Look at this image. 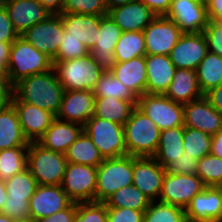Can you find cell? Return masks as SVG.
I'll use <instances>...</instances> for the list:
<instances>
[{
	"instance_id": "obj_1",
	"label": "cell",
	"mask_w": 222,
	"mask_h": 222,
	"mask_svg": "<svg viewBox=\"0 0 222 222\" xmlns=\"http://www.w3.org/2000/svg\"><path fill=\"white\" fill-rule=\"evenodd\" d=\"M54 67L19 80L12 86L11 101H22L53 113L59 111L64 94Z\"/></svg>"
},
{
	"instance_id": "obj_2",
	"label": "cell",
	"mask_w": 222,
	"mask_h": 222,
	"mask_svg": "<svg viewBox=\"0 0 222 222\" xmlns=\"http://www.w3.org/2000/svg\"><path fill=\"white\" fill-rule=\"evenodd\" d=\"M127 155L153 157L160 140V129L137 107L123 125Z\"/></svg>"
},
{
	"instance_id": "obj_3",
	"label": "cell",
	"mask_w": 222,
	"mask_h": 222,
	"mask_svg": "<svg viewBox=\"0 0 222 222\" xmlns=\"http://www.w3.org/2000/svg\"><path fill=\"white\" fill-rule=\"evenodd\" d=\"M53 61L19 36L12 44L7 64L8 78L13 86L19 80L53 68Z\"/></svg>"
},
{
	"instance_id": "obj_4",
	"label": "cell",
	"mask_w": 222,
	"mask_h": 222,
	"mask_svg": "<svg viewBox=\"0 0 222 222\" xmlns=\"http://www.w3.org/2000/svg\"><path fill=\"white\" fill-rule=\"evenodd\" d=\"M67 163L65 154L29 142L27 168L39 185H61Z\"/></svg>"
},
{
	"instance_id": "obj_5",
	"label": "cell",
	"mask_w": 222,
	"mask_h": 222,
	"mask_svg": "<svg viewBox=\"0 0 222 222\" xmlns=\"http://www.w3.org/2000/svg\"><path fill=\"white\" fill-rule=\"evenodd\" d=\"M60 84L65 91L93 90L103 71L91 54L65 61H53Z\"/></svg>"
},
{
	"instance_id": "obj_6",
	"label": "cell",
	"mask_w": 222,
	"mask_h": 222,
	"mask_svg": "<svg viewBox=\"0 0 222 222\" xmlns=\"http://www.w3.org/2000/svg\"><path fill=\"white\" fill-rule=\"evenodd\" d=\"M133 156L105 158L97 167L95 202H105L117 190L133 183Z\"/></svg>"
},
{
	"instance_id": "obj_7",
	"label": "cell",
	"mask_w": 222,
	"mask_h": 222,
	"mask_svg": "<svg viewBox=\"0 0 222 222\" xmlns=\"http://www.w3.org/2000/svg\"><path fill=\"white\" fill-rule=\"evenodd\" d=\"M103 158H117L127 155L124 126L93 116L83 126Z\"/></svg>"
},
{
	"instance_id": "obj_8",
	"label": "cell",
	"mask_w": 222,
	"mask_h": 222,
	"mask_svg": "<svg viewBox=\"0 0 222 222\" xmlns=\"http://www.w3.org/2000/svg\"><path fill=\"white\" fill-rule=\"evenodd\" d=\"M136 107L150 118L160 131L184 127L183 104L174 102L165 94H148L138 97Z\"/></svg>"
},
{
	"instance_id": "obj_9",
	"label": "cell",
	"mask_w": 222,
	"mask_h": 222,
	"mask_svg": "<svg viewBox=\"0 0 222 222\" xmlns=\"http://www.w3.org/2000/svg\"><path fill=\"white\" fill-rule=\"evenodd\" d=\"M97 167L67 163L61 187L73 202H95Z\"/></svg>"
},
{
	"instance_id": "obj_10",
	"label": "cell",
	"mask_w": 222,
	"mask_h": 222,
	"mask_svg": "<svg viewBox=\"0 0 222 222\" xmlns=\"http://www.w3.org/2000/svg\"><path fill=\"white\" fill-rule=\"evenodd\" d=\"M64 30L60 14H50L20 36L53 60L57 55Z\"/></svg>"
},
{
	"instance_id": "obj_11",
	"label": "cell",
	"mask_w": 222,
	"mask_h": 222,
	"mask_svg": "<svg viewBox=\"0 0 222 222\" xmlns=\"http://www.w3.org/2000/svg\"><path fill=\"white\" fill-rule=\"evenodd\" d=\"M205 187L197 175L166 172L158 201L185 209Z\"/></svg>"
},
{
	"instance_id": "obj_12",
	"label": "cell",
	"mask_w": 222,
	"mask_h": 222,
	"mask_svg": "<svg viewBox=\"0 0 222 222\" xmlns=\"http://www.w3.org/2000/svg\"><path fill=\"white\" fill-rule=\"evenodd\" d=\"M146 55H169L183 34L180 28L166 16H156L142 31Z\"/></svg>"
},
{
	"instance_id": "obj_13",
	"label": "cell",
	"mask_w": 222,
	"mask_h": 222,
	"mask_svg": "<svg viewBox=\"0 0 222 222\" xmlns=\"http://www.w3.org/2000/svg\"><path fill=\"white\" fill-rule=\"evenodd\" d=\"M166 17L171 19L182 33L203 32L210 21L206 4L200 0H172Z\"/></svg>"
},
{
	"instance_id": "obj_14",
	"label": "cell",
	"mask_w": 222,
	"mask_h": 222,
	"mask_svg": "<svg viewBox=\"0 0 222 222\" xmlns=\"http://www.w3.org/2000/svg\"><path fill=\"white\" fill-rule=\"evenodd\" d=\"M165 173V168L154 157L133 156L132 184L151 201L159 200Z\"/></svg>"
},
{
	"instance_id": "obj_15",
	"label": "cell",
	"mask_w": 222,
	"mask_h": 222,
	"mask_svg": "<svg viewBox=\"0 0 222 222\" xmlns=\"http://www.w3.org/2000/svg\"><path fill=\"white\" fill-rule=\"evenodd\" d=\"M121 34L122 30L108 14L101 17L97 41L90 54L103 72H111L117 63L114 50Z\"/></svg>"
},
{
	"instance_id": "obj_16",
	"label": "cell",
	"mask_w": 222,
	"mask_h": 222,
	"mask_svg": "<svg viewBox=\"0 0 222 222\" xmlns=\"http://www.w3.org/2000/svg\"><path fill=\"white\" fill-rule=\"evenodd\" d=\"M207 52V41L203 32L183 33L169 56L177 69L184 68L196 71Z\"/></svg>"
},
{
	"instance_id": "obj_17",
	"label": "cell",
	"mask_w": 222,
	"mask_h": 222,
	"mask_svg": "<svg viewBox=\"0 0 222 222\" xmlns=\"http://www.w3.org/2000/svg\"><path fill=\"white\" fill-rule=\"evenodd\" d=\"M94 108L93 90L64 91L56 119L84 126L93 117Z\"/></svg>"
},
{
	"instance_id": "obj_18",
	"label": "cell",
	"mask_w": 222,
	"mask_h": 222,
	"mask_svg": "<svg viewBox=\"0 0 222 222\" xmlns=\"http://www.w3.org/2000/svg\"><path fill=\"white\" fill-rule=\"evenodd\" d=\"M73 201L61 185H39L29 200L30 219L33 222L67 208Z\"/></svg>"
},
{
	"instance_id": "obj_19",
	"label": "cell",
	"mask_w": 222,
	"mask_h": 222,
	"mask_svg": "<svg viewBox=\"0 0 222 222\" xmlns=\"http://www.w3.org/2000/svg\"><path fill=\"white\" fill-rule=\"evenodd\" d=\"M187 222H222V193L209 186L195 195L185 208Z\"/></svg>"
},
{
	"instance_id": "obj_20",
	"label": "cell",
	"mask_w": 222,
	"mask_h": 222,
	"mask_svg": "<svg viewBox=\"0 0 222 222\" xmlns=\"http://www.w3.org/2000/svg\"><path fill=\"white\" fill-rule=\"evenodd\" d=\"M183 107L184 127L198 129L211 136L222 129V114L204 96L183 104Z\"/></svg>"
},
{
	"instance_id": "obj_21",
	"label": "cell",
	"mask_w": 222,
	"mask_h": 222,
	"mask_svg": "<svg viewBox=\"0 0 222 222\" xmlns=\"http://www.w3.org/2000/svg\"><path fill=\"white\" fill-rule=\"evenodd\" d=\"M17 111L19 123L28 142H37L50 127L56 116L33 104L11 101Z\"/></svg>"
},
{
	"instance_id": "obj_22",
	"label": "cell",
	"mask_w": 222,
	"mask_h": 222,
	"mask_svg": "<svg viewBox=\"0 0 222 222\" xmlns=\"http://www.w3.org/2000/svg\"><path fill=\"white\" fill-rule=\"evenodd\" d=\"M107 14L122 32L143 31L156 17L148 6L138 0L109 9Z\"/></svg>"
},
{
	"instance_id": "obj_23",
	"label": "cell",
	"mask_w": 222,
	"mask_h": 222,
	"mask_svg": "<svg viewBox=\"0 0 222 222\" xmlns=\"http://www.w3.org/2000/svg\"><path fill=\"white\" fill-rule=\"evenodd\" d=\"M5 9L19 36L50 15L38 0H8Z\"/></svg>"
},
{
	"instance_id": "obj_24",
	"label": "cell",
	"mask_w": 222,
	"mask_h": 222,
	"mask_svg": "<svg viewBox=\"0 0 222 222\" xmlns=\"http://www.w3.org/2000/svg\"><path fill=\"white\" fill-rule=\"evenodd\" d=\"M146 93L165 94L175 75L176 67L169 55H145Z\"/></svg>"
},
{
	"instance_id": "obj_25",
	"label": "cell",
	"mask_w": 222,
	"mask_h": 222,
	"mask_svg": "<svg viewBox=\"0 0 222 222\" xmlns=\"http://www.w3.org/2000/svg\"><path fill=\"white\" fill-rule=\"evenodd\" d=\"M60 16L65 31L80 40L90 51L97 41L102 16L79 13H61Z\"/></svg>"
},
{
	"instance_id": "obj_26",
	"label": "cell",
	"mask_w": 222,
	"mask_h": 222,
	"mask_svg": "<svg viewBox=\"0 0 222 222\" xmlns=\"http://www.w3.org/2000/svg\"><path fill=\"white\" fill-rule=\"evenodd\" d=\"M82 131V125L55 119L37 142L47 149L65 154Z\"/></svg>"
},
{
	"instance_id": "obj_27",
	"label": "cell",
	"mask_w": 222,
	"mask_h": 222,
	"mask_svg": "<svg viewBox=\"0 0 222 222\" xmlns=\"http://www.w3.org/2000/svg\"><path fill=\"white\" fill-rule=\"evenodd\" d=\"M111 73L137 98L146 93L147 72L145 56L117 62Z\"/></svg>"
},
{
	"instance_id": "obj_28",
	"label": "cell",
	"mask_w": 222,
	"mask_h": 222,
	"mask_svg": "<svg viewBox=\"0 0 222 222\" xmlns=\"http://www.w3.org/2000/svg\"><path fill=\"white\" fill-rule=\"evenodd\" d=\"M165 95L174 102L186 104L202 98L196 71L190 69H176L175 75Z\"/></svg>"
},
{
	"instance_id": "obj_29",
	"label": "cell",
	"mask_w": 222,
	"mask_h": 222,
	"mask_svg": "<svg viewBox=\"0 0 222 222\" xmlns=\"http://www.w3.org/2000/svg\"><path fill=\"white\" fill-rule=\"evenodd\" d=\"M17 146H29L25 138L16 109L9 104L0 111V151Z\"/></svg>"
},
{
	"instance_id": "obj_30",
	"label": "cell",
	"mask_w": 222,
	"mask_h": 222,
	"mask_svg": "<svg viewBox=\"0 0 222 222\" xmlns=\"http://www.w3.org/2000/svg\"><path fill=\"white\" fill-rule=\"evenodd\" d=\"M137 101H126L118 98H95L93 116L113 123L124 125L136 108Z\"/></svg>"
},
{
	"instance_id": "obj_31",
	"label": "cell",
	"mask_w": 222,
	"mask_h": 222,
	"mask_svg": "<svg viewBox=\"0 0 222 222\" xmlns=\"http://www.w3.org/2000/svg\"><path fill=\"white\" fill-rule=\"evenodd\" d=\"M183 152V127L162 130L154 159L165 168L179 158Z\"/></svg>"
},
{
	"instance_id": "obj_32",
	"label": "cell",
	"mask_w": 222,
	"mask_h": 222,
	"mask_svg": "<svg viewBox=\"0 0 222 222\" xmlns=\"http://www.w3.org/2000/svg\"><path fill=\"white\" fill-rule=\"evenodd\" d=\"M67 162L98 167L104 161L97 147L86 132L82 131L79 137L70 145L65 153Z\"/></svg>"
},
{
	"instance_id": "obj_33",
	"label": "cell",
	"mask_w": 222,
	"mask_h": 222,
	"mask_svg": "<svg viewBox=\"0 0 222 222\" xmlns=\"http://www.w3.org/2000/svg\"><path fill=\"white\" fill-rule=\"evenodd\" d=\"M198 85L203 95L222 84V57L207 52L196 69Z\"/></svg>"
},
{
	"instance_id": "obj_34",
	"label": "cell",
	"mask_w": 222,
	"mask_h": 222,
	"mask_svg": "<svg viewBox=\"0 0 222 222\" xmlns=\"http://www.w3.org/2000/svg\"><path fill=\"white\" fill-rule=\"evenodd\" d=\"M151 200L133 184L113 193L104 203L107 208H130L145 212Z\"/></svg>"
},
{
	"instance_id": "obj_35",
	"label": "cell",
	"mask_w": 222,
	"mask_h": 222,
	"mask_svg": "<svg viewBox=\"0 0 222 222\" xmlns=\"http://www.w3.org/2000/svg\"><path fill=\"white\" fill-rule=\"evenodd\" d=\"M116 62H125L146 55L145 38L142 31L122 32L115 50Z\"/></svg>"
},
{
	"instance_id": "obj_36",
	"label": "cell",
	"mask_w": 222,
	"mask_h": 222,
	"mask_svg": "<svg viewBox=\"0 0 222 222\" xmlns=\"http://www.w3.org/2000/svg\"><path fill=\"white\" fill-rule=\"evenodd\" d=\"M95 98L110 97L126 101H137L138 98L111 72H103L93 89Z\"/></svg>"
},
{
	"instance_id": "obj_37",
	"label": "cell",
	"mask_w": 222,
	"mask_h": 222,
	"mask_svg": "<svg viewBox=\"0 0 222 222\" xmlns=\"http://www.w3.org/2000/svg\"><path fill=\"white\" fill-rule=\"evenodd\" d=\"M29 146H17L0 151V179L6 181L27 168Z\"/></svg>"
},
{
	"instance_id": "obj_38",
	"label": "cell",
	"mask_w": 222,
	"mask_h": 222,
	"mask_svg": "<svg viewBox=\"0 0 222 222\" xmlns=\"http://www.w3.org/2000/svg\"><path fill=\"white\" fill-rule=\"evenodd\" d=\"M38 186L28 168L16 173L5 181L8 197L17 200H30Z\"/></svg>"
},
{
	"instance_id": "obj_39",
	"label": "cell",
	"mask_w": 222,
	"mask_h": 222,
	"mask_svg": "<svg viewBox=\"0 0 222 222\" xmlns=\"http://www.w3.org/2000/svg\"><path fill=\"white\" fill-rule=\"evenodd\" d=\"M212 136L198 129L183 127V148L184 152L200 160L210 154Z\"/></svg>"
},
{
	"instance_id": "obj_40",
	"label": "cell",
	"mask_w": 222,
	"mask_h": 222,
	"mask_svg": "<svg viewBox=\"0 0 222 222\" xmlns=\"http://www.w3.org/2000/svg\"><path fill=\"white\" fill-rule=\"evenodd\" d=\"M143 222H187V218L185 209L156 200L144 212Z\"/></svg>"
},
{
	"instance_id": "obj_41",
	"label": "cell",
	"mask_w": 222,
	"mask_h": 222,
	"mask_svg": "<svg viewBox=\"0 0 222 222\" xmlns=\"http://www.w3.org/2000/svg\"><path fill=\"white\" fill-rule=\"evenodd\" d=\"M196 175L206 187L222 184V159L212 154L205 155L197 164Z\"/></svg>"
},
{
	"instance_id": "obj_42",
	"label": "cell",
	"mask_w": 222,
	"mask_h": 222,
	"mask_svg": "<svg viewBox=\"0 0 222 222\" xmlns=\"http://www.w3.org/2000/svg\"><path fill=\"white\" fill-rule=\"evenodd\" d=\"M87 47L70 33L64 30L56 57L52 61H65L81 58L89 54Z\"/></svg>"
},
{
	"instance_id": "obj_43",
	"label": "cell",
	"mask_w": 222,
	"mask_h": 222,
	"mask_svg": "<svg viewBox=\"0 0 222 222\" xmlns=\"http://www.w3.org/2000/svg\"><path fill=\"white\" fill-rule=\"evenodd\" d=\"M73 222H107V206L103 202H78Z\"/></svg>"
},
{
	"instance_id": "obj_44",
	"label": "cell",
	"mask_w": 222,
	"mask_h": 222,
	"mask_svg": "<svg viewBox=\"0 0 222 222\" xmlns=\"http://www.w3.org/2000/svg\"><path fill=\"white\" fill-rule=\"evenodd\" d=\"M62 13L104 16L108 10L104 0H64Z\"/></svg>"
},
{
	"instance_id": "obj_45",
	"label": "cell",
	"mask_w": 222,
	"mask_h": 222,
	"mask_svg": "<svg viewBox=\"0 0 222 222\" xmlns=\"http://www.w3.org/2000/svg\"><path fill=\"white\" fill-rule=\"evenodd\" d=\"M0 213L6 214L13 220H28L30 219L29 200H17L7 197Z\"/></svg>"
},
{
	"instance_id": "obj_46",
	"label": "cell",
	"mask_w": 222,
	"mask_h": 222,
	"mask_svg": "<svg viewBox=\"0 0 222 222\" xmlns=\"http://www.w3.org/2000/svg\"><path fill=\"white\" fill-rule=\"evenodd\" d=\"M203 34L208 51L222 57V25L218 21L210 20Z\"/></svg>"
},
{
	"instance_id": "obj_47",
	"label": "cell",
	"mask_w": 222,
	"mask_h": 222,
	"mask_svg": "<svg viewBox=\"0 0 222 222\" xmlns=\"http://www.w3.org/2000/svg\"><path fill=\"white\" fill-rule=\"evenodd\" d=\"M198 160L193 156L187 155L185 152L165 167V171L172 174H188L196 175Z\"/></svg>"
},
{
	"instance_id": "obj_48",
	"label": "cell",
	"mask_w": 222,
	"mask_h": 222,
	"mask_svg": "<svg viewBox=\"0 0 222 222\" xmlns=\"http://www.w3.org/2000/svg\"><path fill=\"white\" fill-rule=\"evenodd\" d=\"M144 212L130 208H107V222H143Z\"/></svg>"
},
{
	"instance_id": "obj_49",
	"label": "cell",
	"mask_w": 222,
	"mask_h": 222,
	"mask_svg": "<svg viewBox=\"0 0 222 222\" xmlns=\"http://www.w3.org/2000/svg\"><path fill=\"white\" fill-rule=\"evenodd\" d=\"M18 37L7 10L5 7L0 9V42L13 43Z\"/></svg>"
},
{
	"instance_id": "obj_50",
	"label": "cell",
	"mask_w": 222,
	"mask_h": 222,
	"mask_svg": "<svg viewBox=\"0 0 222 222\" xmlns=\"http://www.w3.org/2000/svg\"><path fill=\"white\" fill-rule=\"evenodd\" d=\"M77 211V202H72L67 208L51 216L43 217L36 222H73Z\"/></svg>"
},
{
	"instance_id": "obj_51",
	"label": "cell",
	"mask_w": 222,
	"mask_h": 222,
	"mask_svg": "<svg viewBox=\"0 0 222 222\" xmlns=\"http://www.w3.org/2000/svg\"><path fill=\"white\" fill-rule=\"evenodd\" d=\"M12 43L0 42V83H10L7 64Z\"/></svg>"
},
{
	"instance_id": "obj_52",
	"label": "cell",
	"mask_w": 222,
	"mask_h": 222,
	"mask_svg": "<svg viewBox=\"0 0 222 222\" xmlns=\"http://www.w3.org/2000/svg\"><path fill=\"white\" fill-rule=\"evenodd\" d=\"M148 6L156 16H166L172 0H138Z\"/></svg>"
},
{
	"instance_id": "obj_53",
	"label": "cell",
	"mask_w": 222,
	"mask_h": 222,
	"mask_svg": "<svg viewBox=\"0 0 222 222\" xmlns=\"http://www.w3.org/2000/svg\"><path fill=\"white\" fill-rule=\"evenodd\" d=\"M210 105L222 114V84L204 94Z\"/></svg>"
},
{
	"instance_id": "obj_54",
	"label": "cell",
	"mask_w": 222,
	"mask_h": 222,
	"mask_svg": "<svg viewBox=\"0 0 222 222\" xmlns=\"http://www.w3.org/2000/svg\"><path fill=\"white\" fill-rule=\"evenodd\" d=\"M209 20H222V0H210L206 3Z\"/></svg>"
},
{
	"instance_id": "obj_55",
	"label": "cell",
	"mask_w": 222,
	"mask_h": 222,
	"mask_svg": "<svg viewBox=\"0 0 222 222\" xmlns=\"http://www.w3.org/2000/svg\"><path fill=\"white\" fill-rule=\"evenodd\" d=\"M12 86L10 83H0V111L11 104Z\"/></svg>"
},
{
	"instance_id": "obj_56",
	"label": "cell",
	"mask_w": 222,
	"mask_h": 222,
	"mask_svg": "<svg viewBox=\"0 0 222 222\" xmlns=\"http://www.w3.org/2000/svg\"><path fill=\"white\" fill-rule=\"evenodd\" d=\"M50 14H61L64 0H38Z\"/></svg>"
},
{
	"instance_id": "obj_57",
	"label": "cell",
	"mask_w": 222,
	"mask_h": 222,
	"mask_svg": "<svg viewBox=\"0 0 222 222\" xmlns=\"http://www.w3.org/2000/svg\"><path fill=\"white\" fill-rule=\"evenodd\" d=\"M210 154L222 159V129L212 136Z\"/></svg>"
},
{
	"instance_id": "obj_58",
	"label": "cell",
	"mask_w": 222,
	"mask_h": 222,
	"mask_svg": "<svg viewBox=\"0 0 222 222\" xmlns=\"http://www.w3.org/2000/svg\"><path fill=\"white\" fill-rule=\"evenodd\" d=\"M135 0H104L107 10L125 5Z\"/></svg>"
},
{
	"instance_id": "obj_59",
	"label": "cell",
	"mask_w": 222,
	"mask_h": 222,
	"mask_svg": "<svg viewBox=\"0 0 222 222\" xmlns=\"http://www.w3.org/2000/svg\"><path fill=\"white\" fill-rule=\"evenodd\" d=\"M8 195L6 192L5 181L0 179V211L3 208L4 202L7 199Z\"/></svg>"
},
{
	"instance_id": "obj_60",
	"label": "cell",
	"mask_w": 222,
	"mask_h": 222,
	"mask_svg": "<svg viewBox=\"0 0 222 222\" xmlns=\"http://www.w3.org/2000/svg\"><path fill=\"white\" fill-rule=\"evenodd\" d=\"M0 222H14L13 219H11L9 216L6 214L0 213Z\"/></svg>"
},
{
	"instance_id": "obj_61",
	"label": "cell",
	"mask_w": 222,
	"mask_h": 222,
	"mask_svg": "<svg viewBox=\"0 0 222 222\" xmlns=\"http://www.w3.org/2000/svg\"><path fill=\"white\" fill-rule=\"evenodd\" d=\"M8 0H0V9L4 8Z\"/></svg>"
},
{
	"instance_id": "obj_62",
	"label": "cell",
	"mask_w": 222,
	"mask_h": 222,
	"mask_svg": "<svg viewBox=\"0 0 222 222\" xmlns=\"http://www.w3.org/2000/svg\"><path fill=\"white\" fill-rule=\"evenodd\" d=\"M14 222H33L31 219L28 220H14Z\"/></svg>"
},
{
	"instance_id": "obj_63",
	"label": "cell",
	"mask_w": 222,
	"mask_h": 222,
	"mask_svg": "<svg viewBox=\"0 0 222 222\" xmlns=\"http://www.w3.org/2000/svg\"><path fill=\"white\" fill-rule=\"evenodd\" d=\"M200 1L206 4L210 0H200Z\"/></svg>"
},
{
	"instance_id": "obj_64",
	"label": "cell",
	"mask_w": 222,
	"mask_h": 222,
	"mask_svg": "<svg viewBox=\"0 0 222 222\" xmlns=\"http://www.w3.org/2000/svg\"><path fill=\"white\" fill-rule=\"evenodd\" d=\"M218 187H219V189H220V191H221V193H222V184L219 185Z\"/></svg>"
}]
</instances>
